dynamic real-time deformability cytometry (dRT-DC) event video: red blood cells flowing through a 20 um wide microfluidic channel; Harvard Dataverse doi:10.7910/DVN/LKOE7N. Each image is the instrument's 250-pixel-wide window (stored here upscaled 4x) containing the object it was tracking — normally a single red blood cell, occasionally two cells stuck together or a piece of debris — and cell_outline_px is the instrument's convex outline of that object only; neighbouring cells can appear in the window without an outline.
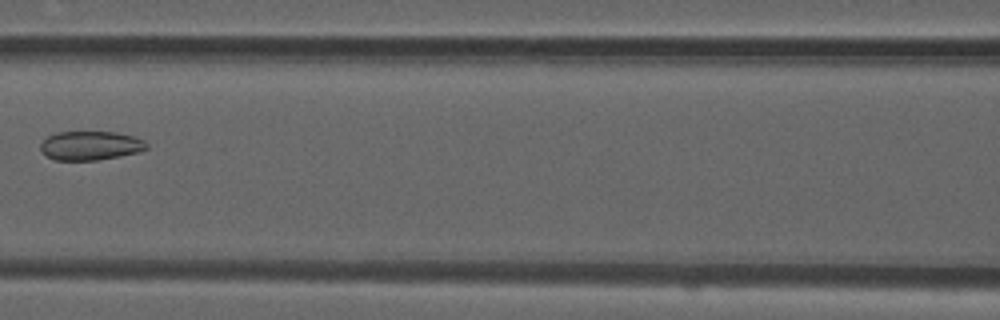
{"species": "common noctule bat (a hibernating species)", "species_latin": "Nyctalus noctula", "temperature_condition": "room temperature", "stored_images_in_passage": 7, "camera_frame_rate_fps": 3000, "um_per_image_px": 0.085, "animal": {"sex": "male", "forearm_length_mm": 52.5}, "frame": {"image": 1, "passage_image": 7, "time_ms": 2.0, "image_size_px": [1000, 320], "cell_outline_px": [[148, 148], [136, 152], [120, 156], [96, 160], [56, 160], [48, 156], [40, 148], [40, 144], [48, 136], [56, 132], [116, 132], [132, 136], [144, 140], [148, 144]], "centroid_in_image_um": [7.7, 12.37], "position_along_channel_um": 158.9, "area_um2": 17.74}}